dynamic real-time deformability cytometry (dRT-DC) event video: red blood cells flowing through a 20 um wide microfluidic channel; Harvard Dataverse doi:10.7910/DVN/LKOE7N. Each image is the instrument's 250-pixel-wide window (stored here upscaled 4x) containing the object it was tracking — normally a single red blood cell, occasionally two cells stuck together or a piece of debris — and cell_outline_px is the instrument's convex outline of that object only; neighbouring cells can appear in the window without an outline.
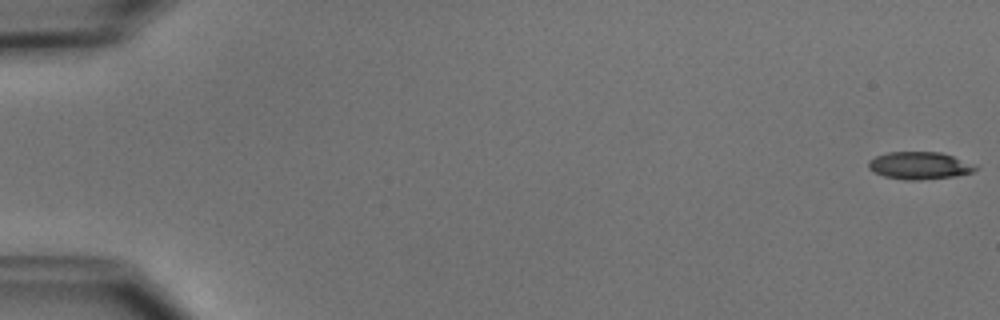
{"species": "common noctule bat (a hibernating species)", "species_latin": "Nyctalus noctula", "temperature_condition": "cold", "stored_images_in_passage": 52, "camera_frame_rate_fps": 3000, "um_per_image_px": 0.085, "animal": {"sex": "male", "body_mass_g": 15.6}, "frame": {"image": 1, "passage_image": 1, "time_ms": 0.0, "image_size_px": [1000, 320], "cell_outline_px": [[980, 168], [972, 172], [956, 176], [920, 180], [904, 180], [884, 176], [872, 172], [868, 168], [868, 160], [876, 156], [888, 152], [940, 152], [976, 164]], "centroid_in_image_um": [78.16, 14.08], "position_along_channel_um": 6.8, "area_um2": 17.28}}
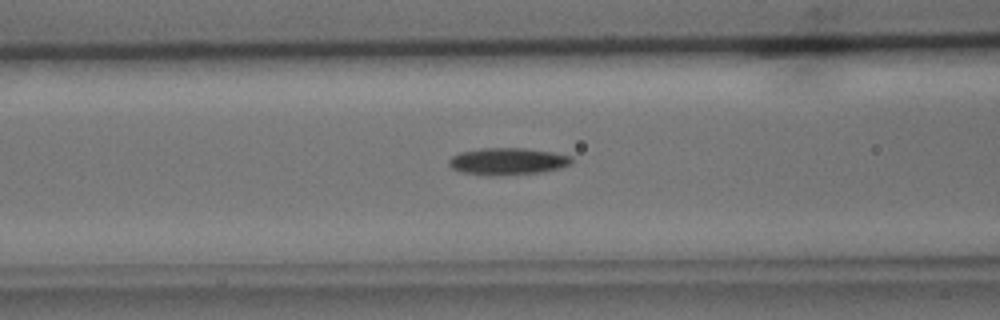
{"frame": {"image": 2, "passage_image": 22, "time_ms": 7.0, "image_size_px": [1000, 320], "cell_outline_px": [[572, 164], [560, 168], [544, 172], [492, 176], [464, 172], [452, 168], [448, 164], [448, 160], [452, 156], [460, 152], [480, 148], [524, 148], [552, 152], [572, 156]], "centroid_in_image_um": [43.17, 13.71], "position_along_channel_um": 123.4, "area_um2": 19.36}}
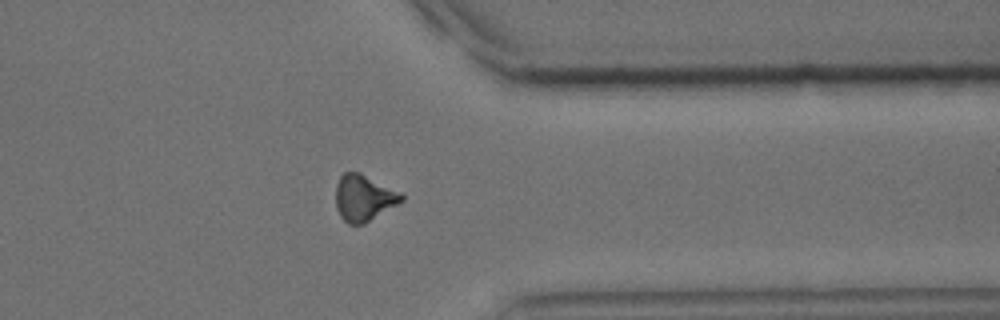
{"frame": {"image": 3, "passage_image": 42, "time_ms": 13.667, "image_size_px": [1000, 320], "cell_outline_px": [[404, 200], [364, 224], [348, 224], [340, 216], [336, 208], [336, 184], [340, 176], [344, 172], [360, 172], [404, 192]], "centroid_in_image_um": [30.95, 16.8], "position_along_channel_um": 380.5, "area_um2": 18.03}, "authors_computed_cell_mechanics": {"area_um2": 17.8602, "velocity_mm_per_s": 3.9286, "shape_relaxation_time_tau1_ms": 4.2397, "shape_relaxation_time_tau2_ms": null, "deformation_change_tau1": 0.1243, "deformation_change_tau2": null}}